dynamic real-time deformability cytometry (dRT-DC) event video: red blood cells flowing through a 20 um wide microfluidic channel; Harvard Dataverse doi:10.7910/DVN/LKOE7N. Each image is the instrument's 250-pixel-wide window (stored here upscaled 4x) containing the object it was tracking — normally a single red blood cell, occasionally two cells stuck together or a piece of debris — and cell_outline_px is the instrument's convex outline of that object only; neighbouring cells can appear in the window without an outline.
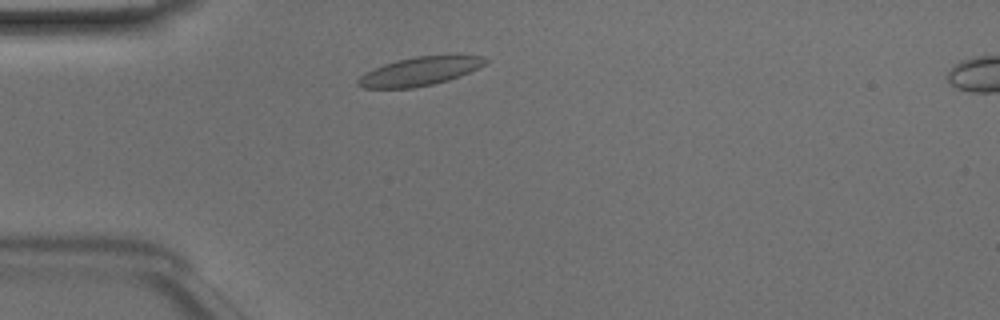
{"species": "Egyptian fruit bat (a non-hibernating species)", "species_latin": "Rousettus aegyptiacus", "temperature_condition": "room temperature", "stored_images_in_passage": 41, "camera_frame_rate_fps": 3000, "um_per_image_px": 0.085, "animal": {"sex": "male"}, "frame": {"image": 1, "passage_image": 5, "time_ms": 1.333, "image_size_px": [1000, 320], "cell_outline_px": [[488, 60], [484, 64], [460, 76], [448, 80], [432, 84], [412, 88], [364, 88], [356, 84], [356, 80], [360, 76], [372, 68], [396, 60], [416, 56], [484, 56]], "centroid_in_image_um": [35.6, 6.07], "position_along_channel_um": 49.4, "area_um2": 20.92}}
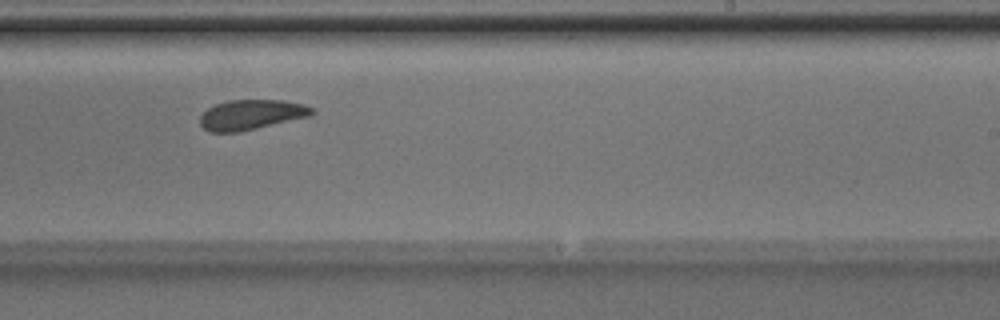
{"frame": {"image": 2, "passage_image": 22, "time_ms": 7.0, "image_size_px": [1000, 320], "cell_outline_px": [[316, 112], [312, 116], [240, 132], [208, 132], [200, 124], [200, 116], [208, 108], [216, 104], [228, 100], [284, 100], [304, 104], [312, 108]], "centroid_in_image_um": [21.39, 9.75], "position_along_channel_um": 267.6, "area_um2": 19.77}}
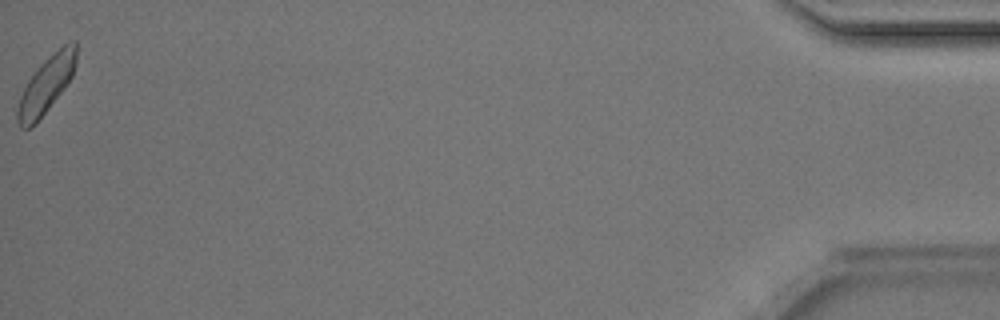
{"frame": {"image": 3, "passage_image": 41, "time_ms": 13.333, "image_size_px": [1000, 320], "cell_outline_px": [[76, 64], [72, 76], [64, 88], [32, 128], [20, 128], [16, 120], [16, 108], [20, 96], [28, 80], [40, 64], [52, 52], [64, 44], [72, 40], [76, 40]], "centroid_in_image_um": [3.91, 7.2], "position_along_channel_um": 431.3, "area_um2": 19.36}, "authors_computed_cell_mechanics": {"area_um2": 19.8832, "velocity_mm_per_s": 4.1147, "shape_relaxation_time_tau1_ms": 2.1834, "shape_relaxation_time_tau2_ms": 2.739, "deformation_change_tau1": 0.0988, "deformation_change_tau2": 0.0829}}